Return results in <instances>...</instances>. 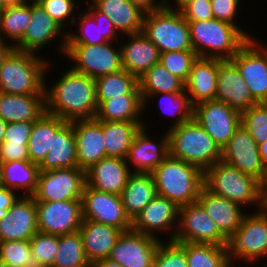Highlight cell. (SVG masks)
Masks as SVG:
<instances>
[{"mask_svg": "<svg viewBox=\"0 0 267 267\" xmlns=\"http://www.w3.org/2000/svg\"><path fill=\"white\" fill-rule=\"evenodd\" d=\"M62 74L57 82L45 87L46 112L66 122L95 118L98 110L95 80L71 68Z\"/></svg>", "mask_w": 267, "mask_h": 267, "instance_id": "obj_1", "label": "cell"}, {"mask_svg": "<svg viewBox=\"0 0 267 267\" xmlns=\"http://www.w3.org/2000/svg\"><path fill=\"white\" fill-rule=\"evenodd\" d=\"M49 61L38 53L13 49L0 66V92L6 94H45Z\"/></svg>", "mask_w": 267, "mask_h": 267, "instance_id": "obj_2", "label": "cell"}, {"mask_svg": "<svg viewBox=\"0 0 267 267\" xmlns=\"http://www.w3.org/2000/svg\"><path fill=\"white\" fill-rule=\"evenodd\" d=\"M158 195L179 207L197 202L204 186V172L170 155L151 173Z\"/></svg>", "mask_w": 267, "mask_h": 267, "instance_id": "obj_3", "label": "cell"}, {"mask_svg": "<svg viewBox=\"0 0 267 267\" xmlns=\"http://www.w3.org/2000/svg\"><path fill=\"white\" fill-rule=\"evenodd\" d=\"M188 24L192 49L201 58L230 60L249 40L237 26L215 18Z\"/></svg>", "mask_w": 267, "mask_h": 267, "instance_id": "obj_4", "label": "cell"}, {"mask_svg": "<svg viewBox=\"0 0 267 267\" xmlns=\"http://www.w3.org/2000/svg\"><path fill=\"white\" fill-rule=\"evenodd\" d=\"M167 132L171 157L195 165L203 172L221 160L222 149L194 118Z\"/></svg>", "mask_w": 267, "mask_h": 267, "instance_id": "obj_5", "label": "cell"}, {"mask_svg": "<svg viewBox=\"0 0 267 267\" xmlns=\"http://www.w3.org/2000/svg\"><path fill=\"white\" fill-rule=\"evenodd\" d=\"M204 186L212 193L243 206L264 208V188L255 178L220 160L204 172ZM259 207V208H258Z\"/></svg>", "mask_w": 267, "mask_h": 267, "instance_id": "obj_6", "label": "cell"}, {"mask_svg": "<svg viewBox=\"0 0 267 267\" xmlns=\"http://www.w3.org/2000/svg\"><path fill=\"white\" fill-rule=\"evenodd\" d=\"M142 33L157 46L160 53L193 50L189 24L177 10L163 6L145 13Z\"/></svg>", "mask_w": 267, "mask_h": 267, "instance_id": "obj_7", "label": "cell"}, {"mask_svg": "<svg viewBox=\"0 0 267 267\" xmlns=\"http://www.w3.org/2000/svg\"><path fill=\"white\" fill-rule=\"evenodd\" d=\"M225 248L228 258L235 263L244 261L252 266L259 259L264 260L267 257V209L246 214L240 227L227 238Z\"/></svg>", "mask_w": 267, "mask_h": 267, "instance_id": "obj_8", "label": "cell"}, {"mask_svg": "<svg viewBox=\"0 0 267 267\" xmlns=\"http://www.w3.org/2000/svg\"><path fill=\"white\" fill-rule=\"evenodd\" d=\"M117 42L102 44H67L64 55L75 63L70 68L78 73L85 74L94 80L123 69L120 47Z\"/></svg>", "mask_w": 267, "mask_h": 267, "instance_id": "obj_9", "label": "cell"}, {"mask_svg": "<svg viewBox=\"0 0 267 267\" xmlns=\"http://www.w3.org/2000/svg\"><path fill=\"white\" fill-rule=\"evenodd\" d=\"M86 185V171L78 167L40 171L35 201L59 202L81 200Z\"/></svg>", "mask_w": 267, "mask_h": 267, "instance_id": "obj_10", "label": "cell"}, {"mask_svg": "<svg viewBox=\"0 0 267 267\" xmlns=\"http://www.w3.org/2000/svg\"><path fill=\"white\" fill-rule=\"evenodd\" d=\"M249 39L230 59L258 103H267V47Z\"/></svg>", "mask_w": 267, "mask_h": 267, "instance_id": "obj_11", "label": "cell"}, {"mask_svg": "<svg viewBox=\"0 0 267 267\" xmlns=\"http://www.w3.org/2000/svg\"><path fill=\"white\" fill-rule=\"evenodd\" d=\"M173 241L225 246L227 238L202 206L195 202L180 206L178 226Z\"/></svg>", "mask_w": 267, "mask_h": 267, "instance_id": "obj_12", "label": "cell"}, {"mask_svg": "<svg viewBox=\"0 0 267 267\" xmlns=\"http://www.w3.org/2000/svg\"><path fill=\"white\" fill-rule=\"evenodd\" d=\"M83 220H92L120 229H132L120 195L98 191L87 184L81 197Z\"/></svg>", "mask_w": 267, "mask_h": 267, "instance_id": "obj_13", "label": "cell"}, {"mask_svg": "<svg viewBox=\"0 0 267 267\" xmlns=\"http://www.w3.org/2000/svg\"><path fill=\"white\" fill-rule=\"evenodd\" d=\"M193 118L223 149L241 124V113L216 100L193 106Z\"/></svg>", "mask_w": 267, "mask_h": 267, "instance_id": "obj_14", "label": "cell"}, {"mask_svg": "<svg viewBox=\"0 0 267 267\" xmlns=\"http://www.w3.org/2000/svg\"><path fill=\"white\" fill-rule=\"evenodd\" d=\"M38 231L57 236L79 231L82 221V201H35Z\"/></svg>", "mask_w": 267, "mask_h": 267, "instance_id": "obj_15", "label": "cell"}, {"mask_svg": "<svg viewBox=\"0 0 267 267\" xmlns=\"http://www.w3.org/2000/svg\"><path fill=\"white\" fill-rule=\"evenodd\" d=\"M221 160L264 185L266 167L261 161L259 145L241 124L222 149Z\"/></svg>", "mask_w": 267, "mask_h": 267, "instance_id": "obj_16", "label": "cell"}, {"mask_svg": "<svg viewBox=\"0 0 267 267\" xmlns=\"http://www.w3.org/2000/svg\"><path fill=\"white\" fill-rule=\"evenodd\" d=\"M64 33V34H63ZM63 34L60 40L59 53L64 54L67 45V32L63 30L52 17L38 4L31 0V21L26 28L22 39L14 45V49L26 52H40L38 50L46 48ZM62 41V42H61Z\"/></svg>", "mask_w": 267, "mask_h": 267, "instance_id": "obj_17", "label": "cell"}, {"mask_svg": "<svg viewBox=\"0 0 267 267\" xmlns=\"http://www.w3.org/2000/svg\"><path fill=\"white\" fill-rule=\"evenodd\" d=\"M161 240L133 229L124 231L119 235L108 258L123 267H152Z\"/></svg>", "mask_w": 267, "mask_h": 267, "instance_id": "obj_18", "label": "cell"}, {"mask_svg": "<svg viewBox=\"0 0 267 267\" xmlns=\"http://www.w3.org/2000/svg\"><path fill=\"white\" fill-rule=\"evenodd\" d=\"M179 208L175 202L157 194L132 221V229L155 238L159 237L156 232L161 234L162 231H168L169 241H173L178 226Z\"/></svg>", "mask_w": 267, "mask_h": 267, "instance_id": "obj_19", "label": "cell"}, {"mask_svg": "<svg viewBox=\"0 0 267 267\" xmlns=\"http://www.w3.org/2000/svg\"><path fill=\"white\" fill-rule=\"evenodd\" d=\"M87 8L80 12L74 21L78 24V31L67 32V44H102L106 42H117L118 32L113 23L102 12L98 11L89 0L86 2ZM79 17V20H77ZM114 40V41H113Z\"/></svg>", "mask_w": 267, "mask_h": 267, "instance_id": "obj_20", "label": "cell"}, {"mask_svg": "<svg viewBox=\"0 0 267 267\" xmlns=\"http://www.w3.org/2000/svg\"><path fill=\"white\" fill-rule=\"evenodd\" d=\"M146 125L135 135L125 158L132 173H152L169 156V135L165 130L160 141L154 142L146 132ZM133 167H130V164ZM133 170V171H132Z\"/></svg>", "mask_w": 267, "mask_h": 267, "instance_id": "obj_21", "label": "cell"}, {"mask_svg": "<svg viewBox=\"0 0 267 267\" xmlns=\"http://www.w3.org/2000/svg\"><path fill=\"white\" fill-rule=\"evenodd\" d=\"M214 100L228 104L239 113H243L250 106L258 103L237 67L230 60L220 59Z\"/></svg>", "mask_w": 267, "mask_h": 267, "instance_id": "obj_22", "label": "cell"}, {"mask_svg": "<svg viewBox=\"0 0 267 267\" xmlns=\"http://www.w3.org/2000/svg\"><path fill=\"white\" fill-rule=\"evenodd\" d=\"M38 232L37 208L32 196H20L0 219V242L30 240Z\"/></svg>", "mask_w": 267, "mask_h": 267, "instance_id": "obj_23", "label": "cell"}, {"mask_svg": "<svg viewBox=\"0 0 267 267\" xmlns=\"http://www.w3.org/2000/svg\"><path fill=\"white\" fill-rule=\"evenodd\" d=\"M78 168L88 170L93 164L107 157L102 134V121L93 119L72 122Z\"/></svg>", "mask_w": 267, "mask_h": 267, "instance_id": "obj_24", "label": "cell"}, {"mask_svg": "<svg viewBox=\"0 0 267 267\" xmlns=\"http://www.w3.org/2000/svg\"><path fill=\"white\" fill-rule=\"evenodd\" d=\"M131 174L125 159L105 157L86 170V184L98 191L121 195Z\"/></svg>", "mask_w": 267, "mask_h": 267, "instance_id": "obj_25", "label": "cell"}, {"mask_svg": "<svg viewBox=\"0 0 267 267\" xmlns=\"http://www.w3.org/2000/svg\"><path fill=\"white\" fill-rule=\"evenodd\" d=\"M197 202L226 238L236 232L246 215L241 205L212 193L205 186L202 187Z\"/></svg>", "mask_w": 267, "mask_h": 267, "instance_id": "obj_26", "label": "cell"}, {"mask_svg": "<svg viewBox=\"0 0 267 267\" xmlns=\"http://www.w3.org/2000/svg\"><path fill=\"white\" fill-rule=\"evenodd\" d=\"M120 46L122 67L137 79L160 62L157 46L142 32L128 35Z\"/></svg>", "mask_w": 267, "mask_h": 267, "instance_id": "obj_27", "label": "cell"}, {"mask_svg": "<svg viewBox=\"0 0 267 267\" xmlns=\"http://www.w3.org/2000/svg\"><path fill=\"white\" fill-rule=\"evenodd\" d=\"M219 59L198 57L193 63L185 92L192 106L215 99L217 90Z\"/></svg>", "mask_w": 267, "mask_h": 267, "instance_id": "obj_28", "label": "cell"}, {"mask_svg": "<svg viewBox=\"0 0 267 267\" xmlns=\"http://www.w3.org/2000/svg\"><path fill=\"white\" fill-rule=\"evenodd\" d=\"M85 255L91 265L107 259L122 233L118 228L92 220H83L79 229Z\"/></svg>", "mask_w": 267, "mask_h": 267, "instance_id": "obj_29", "label": "cell"}, {"mask_svg": "<svg viewBox=\"0 0 267 267\" xmlns=\"http://www.w3.org/2000/svg\"><path fill=\"white\" fill-rule=\"evenodd\" d=\"M90 3L110 19L118 34L127 37L142 32L145 12L128 0H92Z\"/></svg>", "mask_w": 267, "mask_h": 267, "instance_id": "obj_30", "label": "cell"}, {"mask_svg": "<svg viewBox=\"0 0 267 267\" xmlns=\"http://www.w3.org/2000/svg\"><path fill=\"white\" fill-rule=\"evenodd\" d=\"M46 112L45 94L0 92V117L6 123L36 121Z\"/></svg>", "mask_w": 267, "mask_h": 267, "instance_id": "obj_31", "label": "cell"}, {"mask_svg": "<svg viewBox=\"0 0 267 267\" xmlns=\"http://www.w3.org/2000/svg\"><path fill=\"white\" fill-rule=\"evenodd\" d=\"M40 171L78 167L76 140L72 122H66L53 138L48 155L39 164Z\"/></svg>", "mask_w": 267, "mask_h": 267, "instance_id": "obj_32", "label": "cell"}, {"mask_svg": "<svg viewBox=\"0 0 267 267\" xmlns=\"http://www.w3.org/2000/svg\"><path fill=\"white\" fill-rule=\"evenodd\" d=\"M156 195L151 173H132L120 196L126 214L133 221Z\"/></svg>", "mask_w": 267, "mask_h": 267, "instance_id": "obj_33", "label": "cell"}, {"mask_svg": "<svg viewBox=\"0 0 267 267\" xmlns=\"http://www.w3.org/2000/svg\"><path fill=\"white\" fill-rule=\"evenodd\" d=\"M40 167L29 160L0 163L1 186L18 192L21 196H32L36 190Z\"/></svg>", "mask_w": 267, "mask_h": 267, "instance_id": "obj_34", "label": "cell"}, {"mask_svg": "<svg viewBox=\"0 0 267 267\" xmlns=\"http://www.w3.org/2000/svg\"><path fill=\"white\" fill-rule=\"evenodd\" d=\"M66 123L62 118L44 112L36 121L27 144L29 161L40 164L52 147L57 131Z\"/></svg>", "mask_w": 267, "mask_h": 267, "instance_id": "obj_35", "label": "cell"}, {"mask_svg": "<svg viewBox=\"0 0 267 267\" xmlns=\"http://www.w3.org/2000/svg\"><path fill=\"white\" fill-rule=\"evenodd\" d=\"M144 122L102 121V134L107 157L125 159L135 135Z\"/></svg>", "mask_w": 267, "mask_h": 267, "instance_id": "obj_36", "label": "cell"}, {"mask_svg": "<svg viewBox=\"0 0 267 267\" xmlns=\"http://www.w3.org/2000/svg\"><path fill=\"white\" fill-rule=\"evenodd\" d=\"M143 113L141 94H124L103 101L98 106L95 118L99 121L144 122L145 126V121L141 120Z\"/></svg>", "mask_w": 267, "mask_h": 267, "instance_id": "obj_37", "label": "cell"}, {"mask_svg": "<svg viewBox=\"0 0 267 267\" xmlns=\"http://www.w3.org/2000/svg\"><path fill=\"white\" fill-rule=\"evenodd\" d=\"M142 100L149 94L184 92L185 83L159 62L138 78Z\"/></svg>", "mask_w": 267, "mask_h": 267, "instance_id": "obj_38", "label": "cell"}, {"mask_svg": "<svg viewBox=\"0 0 267 267\" xmlns=\"http://www.w3.org/2000/svg\"><path fill=\"white\" fill-rule=\"evenodd\" d=\"M98 106L105 100L124 94H140L138 79L122 69L95 79Z\"/></svg>", "mask_w": 267, "mask_h": 267, "instance_id": "obj_39", "label": "cell"}, {"mask_svg": "<svg viewBox=\"0 0 267 267\" xmlns=\"http://www.w3.org/2000/svg\"><path fill=\"white\" fill-rule=\"evenodd\" d=\"M30 21L31 0H27L19 6L5 7L0 17V38L5 39V41L11 39V42L8 41V43L14 47L22 39Z\"/></svg>", "mask_w": 267, "mask_h": 267, "instance_id": "obj_40", "label": "cell"}, {"mask_svg": "<svg viewBox=\"0 0 267 267\" xmlns=\"http://www.w3.org/2000/svg\"><path fill=\"white\" fill-rule=\"evenodd\" d=\"M52 267H92L79 231L58 236V251Z\"/></svg>", "mask_w": 267, "mask_h": 267, "instance_id": "obj_41", "label": "cell"}, {"mask_svg": "<svg viewBox=\"0 0 267 267\" xmlns=\"http://www.w3.org/2000/svg\"><path fill=\"white\" fill-rule=\"evenodd\" d=\"M161 96L160 106L163 113L171 115L174 118L171 127L173 128L179 126L193 118V106L189 101V97L186 92H174V93H157V94H149L143 99V111H145L149 99L156 98ZM168 103V104H167ZM166 105V106H165ZM165 114V115H166Z\"/></svg>", "mask_w": 267, "mask_h": 267, "instance_id": "obj_42", "label": "cell"}, {"mask_svg": "<svg viewBox=\"0 0 267 267\" xmlns=\"http://www.w3.org/2000/svg\"><path fill=\"white\" fill-rule=\"evenodd\" d=\"M188 267H224L230 259L225 246L185 242Z\"/></svg>", "mask_w": 267, "mask_h": 267, "instance_id": "obj_43", "label": "cell"}, {"mask_svg": "<svg viewBox=\"0 0 267 267\" xmlns=\"http://www.w3.org/2000/svg\"><path fill=\"white\" fill-rule=\"evenodd\" d=\"M0 262L20 267H41L31 253L29 240L0 242Z\"/></svg>", "mask_w": 267, "mask_h": 267, "instance_id": "obj_44", "label": "cell"}, {"mask_svg": "<svg viewBox=\"0 0 267 267\" xmlns=\"http://www.w3.org/2000/svg\"><path fill=\"white\" fill-rule=\"evenodd\" d=\"M241 125L258 145L267 141V103H257L241 113Z\"/></svg>", "mask_w": 267, "mask_h": 267, "instance_id": "obj_45", "label": "cell"}, {"mask_svg": "<svg viewBox=\"0 0 267 267\" xmlns=\"http://www.w3.org/2000/svg\"><path fill=\"white\" fill-rule=\"evenodd\" d=\"M198 55L193 50L160 53V63L174 76L187 81L193 63Z\"/></svg>", "mask_w": 267, "mask_h": 267, "instance_id": "obj_46", "label": "cell"}, {"mask_svg": "<svg viewBox=\"0 0 267 267\" xmlns=\"http://www.w3.org/2000/svg\"><path fill=\"white\" fill-rule=\"evenodd\" d=\"M30 241L31 253L41 267H52L58 251V236L36 232Z\"/></svg>", "mask_w": 267, "mask_h": 267, "instance_id": "obj_47", "label": "cell"}, {"mask_svg": "<svg viewBox=\"0 0 267 267\" xmlns=\"http://www.w3.org/2000/svg\"><path fill=\"white\" fill-rule=\"evenodd\" d=\"M164 241L159 244L152 267H188L185 242Z\"/></svg>", "mask_w": 267, "mask_h": 267, "instance_id": "obj_48", "label": "cell"}, {"mask_svg": "<svg viewBox=\"0 0 267 267\" xmlns=\"http://www.w3.org/2000/svg\"><path fill=\"white\" fill-rule=\"evenodd\" d=\"M38 4L52 17V19L63 30L67 24L74 25L76 7L79 8V3L75 4L77 0H36ZM76 1V2H75ZM71 16V17H70ZM70 20V23L68 22ZM68 23H67V22Z\"/></svg>", "mask_w": 267, "mask_h": 267, "instance_id": "obj_49", "label": "cell"}, {"mask_svg": "<svg viewBox=\"0 0 267 267\" xmlns=\"http://www.w3.org/2000/svg\"><path fill=\"white\" fill-rule=\"evenodd\" d=\"M213 18L220 21H224L237 26L249 39L254 38L238 26L236 22V17L239 12L240 0H210ZM241 27V28H240Z\"/></svg>", "mask_w": 267, "mask_h": 267, "instance_id": "obj_50", "label": "cell"}, {"mask_svg": "<svg viewBox=\"0 0 267 267\" xmlns=\"http://www.w3.org/2000/svg\"><path fill=\"white\" fill-rule=\"evenodd\" d=\"M179 12L187 22L213 19L210 0H192Z\"/></svg>", "mask_w": 267, "mask_h": 267, "instance_id": "obj_51", "label": "cell"}, {"mask_svg": "<svg viewBox=\"0 0 267 267\" xmlns=\"http://www.w3.org/2000/svg\"><path fill=\"white\" fill-rule=\"evenodd\" d=\"M34 121L7 123L2 143L28 144Z\"/></svg>", "mask_w": 267, "mask_h": 267, "instance_id": "obj_52", "label": "cell"}, {"mask_svg": "<svg viewBox=\"0 0 267 267\" xmlns=\"http://www.w3.org/2000/svg\"><path fill=\"white\" fill-rule=\"evenodd\" d=\"M17 160H29L27 144L1 143L0 163Z\"/></svg>", "mask_w": 267, "mask_h": 267, "instance_id": "obj_53", "label": "cell"}, {"mask_svg": "<svg viewBox=\"0 0 267 267\" xmlns=\"http://www.w3.org/2000/svg\"><path fill=\"white\" fill-rule=\"evenodd\" d=\"M20 196L17 192L0 186V219H3L7 215L8 210Z\"/></svg>", "mask_w": 267, "mask_h": 267, "instance_id": "obj_54", "label": "cell"}, {"mask_svg": "<svg viewBox=\"0 0 267 267\" xmlns=\"http://www.w3.org/2000/svg\"><path fill=\"white\" fill-rule=\"evenodd\" d=\"M130 3L139 7L145 13L153 12L164 6V0H128Z\"/></svg>", "mask_w": 267, "mask_h": 267, "instance_id": "obj_55", "label": "cell"}, {"mask_svg": "<svg viewBox=\"0 0 267 267\" xmlns=\"http://www.w3.org/2000/svg\"><path fill=\"white\" fill-rule=\"evenodd\" d=\"M14 49L13 45L8 44L7 41L0 38V66L3 60L8 56V54Z\"/></svg>", "mask_w": 267, "mask_h": 267, "instance_id": "obj_56", "label": "cell"}, {"mask_svg": "<svg viewBox=\"0 0 267 267\" xmlns=\"http://www.w3.org/2000/svg\"><path fill=\"white\" fill-rule=\"evenodd\" d=\"M174 0H172L173 2ZM190 1L192 0H175L174 3H175V6L177 7H174V4L173 6H171V3L169 0H164V6L168 9H171V10H177L179 11L182 7H184L186 4H188ZM177 3V4H176Z\"/></svg>", "mask_w": 267, "mask_h": 267, "instance_id": "obj_57", "label": "cell"}, {"mask_svg": "<svg viewBox=\"0 0 267 267\" xmlns=\"http://www.w3.org/2000/svg\"><path fill=\"white\" fill-rule=\"evenodd\" d=\"M92 267H123L118 262L111 260L109 258L102 259L95 264L92 265Z\"/></svg>", "mask_w": 267, "mask_h": 267, "instance_id": "obj_58", "label": "cell"}, {"mask_svg": "<svg viewBox=\"0 0 267 267\" xmlns=\"http://www.w3.org/2000/svg\"><path fill=\"white\" fill-rule=\"evenodd\" d=\"M259 152L262 163L267 168V141L259 145Z\"/></svg>", "mask_w": 267, "mask_h": 267, "instance_id": "obj_59", "label": "cell"}, {"mask_svg": "<svg viewBox=\"0 0 267 267\" xmlns=\"http://www.w3.org/2000/svg\"><path fill=\"white\" fill-rule=\"evenodd\" d=\"M27 0H0V4L5 8L8 6H19Z\"/></svg>", "mask_w": 267, "mask_h": 267, "instance_id": "obj_60", "label": "cell"}, {"mask_svg": "<svg viewBox=\"0 0 267 267\" xmlns=\"http://www.w3.org/2000/svg\"><path fill=\"white\" fill-rule=\"evenodd\" d=\"M7 123L0 117V145L4 141Z\"/></svg>", "mask_w": 267, "mask_h": 267, "instance_id": "obj_61", "label": "cell"}, {"mask_svg": "<svg viewBox=\"0 0 267 267\" xmlns=\"http://www.w3.org/2000/svg\"><path fill=\"white\" fill-rule=\"evenodd\" d=\"M264 207L267 209V188L264 191Z\"/></svg>", "mask_w": 267, "mask_h": 267, "instance_id": "obj_62", "label": "cell"}, {"mask_svg": "<svg viewBox=\"0 0 267 267\" xmlns=\"http://www.w3.org/2000/svg\"><path fill=\"white\" fill-rule=\"evenodd\" d=\"M0 267H20V266L8 265V264H5V263L0 262Z\"/></svg>", "mask_w": 267, "mask_h": 267, "instance_id": "obj_63", "label": "cell"}, {"mask_svg": "<svg viewBox=\"0 0 267 267\" xmlns=\"http://www.w3.org/2000/svg\"><path fill=\"white\" fill-rule=\"evenodd\" d=\"M264 190L267 188V168H266V176H265V182L263 185Z\"/></svg>", "mask_w": 267, "mask_h": 267, "instance_id": "obj_64", "label": "cell"}, {"mask_svg": "<svg viewBox=\"0 0 267 267\" xmlns=\"http://www.w3.org/2000/svg\"><path fill=\"white\" fill-rule=\"evenodd\" d=\"M234 261L230 260L224 267H234L233 263Z\"/></svg>", "mask_w": 267, "mask_h": 267, "instance_id": "obj_65", "label": "cell"}, {"mask_svg": "<svg viewBox=\"0 0 267 267\" xmlns=\"http://www.w3.org/2000/svg\"><path fill=\"white\" fill-rule=\"evenodd\" d=\"M3 11H4V7L0 4V17L3 14Z\"/></svg>", "mask_w": 267, "mask_h": 267, "instance_id": "obj_66", "label": "cell"}]
</instances>
